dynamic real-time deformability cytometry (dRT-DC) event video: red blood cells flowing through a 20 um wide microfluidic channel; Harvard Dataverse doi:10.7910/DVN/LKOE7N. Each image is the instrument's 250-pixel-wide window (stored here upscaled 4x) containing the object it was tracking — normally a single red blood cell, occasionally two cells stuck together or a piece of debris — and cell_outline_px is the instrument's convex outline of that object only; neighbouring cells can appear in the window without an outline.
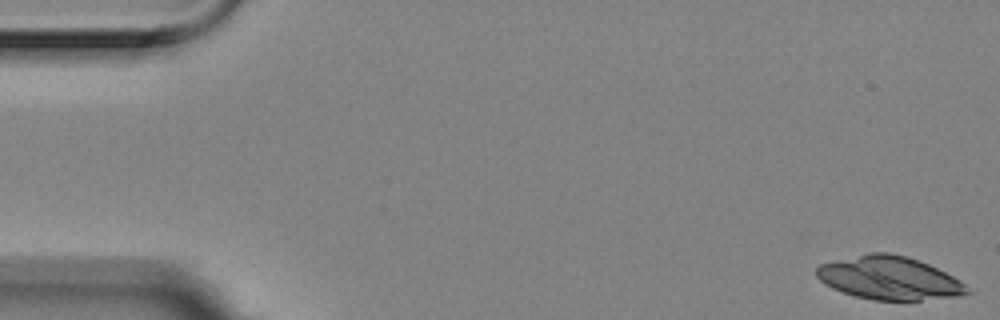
{"species": "Egyptian fruit bat (a non-hibernating species)", "species_latin": "Rousettus aegyptiacus", "temperature_condition": "room temperature", "stored_images_in_passage": 6, "camera_frame_rate_fps": 3000, "um_per_image_px": 0.085, "animal": {"sex": "female"}, "frame": {"image": 1, "passage_image": 1, "time_ms": 0.0, "image_size_px": [1000, 320], "cell_outline_px": [[972, 292], [956, 296], [920, 300], [872, 300], [856, 296], [832, 288], [824, 284], [816, 276], [816, 268], [820, 264], [868, 252], [888, 252], [908, 256], [928, 264], [960, 280]], "centroid_in_image_um": [75.56, 23.62], "position_along_channel_um": 9.4, "area_um2": 37.8}}